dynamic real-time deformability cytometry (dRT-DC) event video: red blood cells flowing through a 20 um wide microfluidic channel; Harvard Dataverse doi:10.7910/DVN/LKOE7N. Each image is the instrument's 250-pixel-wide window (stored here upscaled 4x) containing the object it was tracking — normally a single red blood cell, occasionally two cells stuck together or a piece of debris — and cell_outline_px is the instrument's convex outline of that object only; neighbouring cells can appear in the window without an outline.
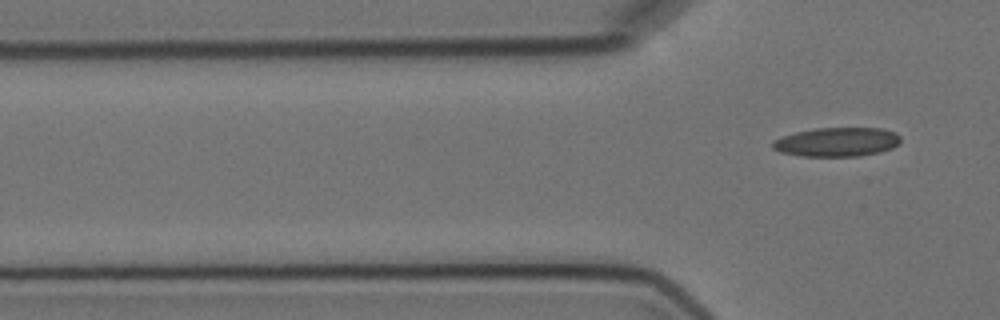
{"species": "Egyptian fruit bat (a non-hibernating species)", "species_latin": "Rousettus aegyptiacus", "temperature_condition": "cold", "stored_images_in_passage": 5, "camera_frame_rate_fps": 3000, "um_per_image_px": 0.085, "animal": {"sex": "female"}, "frame": {"image": 1, "passage_image": 5, "time_ms": 5.667, "image_size_px": [1000, 320], "cell_outline_px": [[900, 144], [892, 148], [880, 152], [860, 156], [800, 156], [780, 152], [772, 148], [772, 140], [796, 132], [816, 128], [884, 128], [896, 132], [900, 136]], "centroid_in_image_um": [71.17, 12.07], "position_along_channel_um": 54.6, "area_um2": 21.85}}